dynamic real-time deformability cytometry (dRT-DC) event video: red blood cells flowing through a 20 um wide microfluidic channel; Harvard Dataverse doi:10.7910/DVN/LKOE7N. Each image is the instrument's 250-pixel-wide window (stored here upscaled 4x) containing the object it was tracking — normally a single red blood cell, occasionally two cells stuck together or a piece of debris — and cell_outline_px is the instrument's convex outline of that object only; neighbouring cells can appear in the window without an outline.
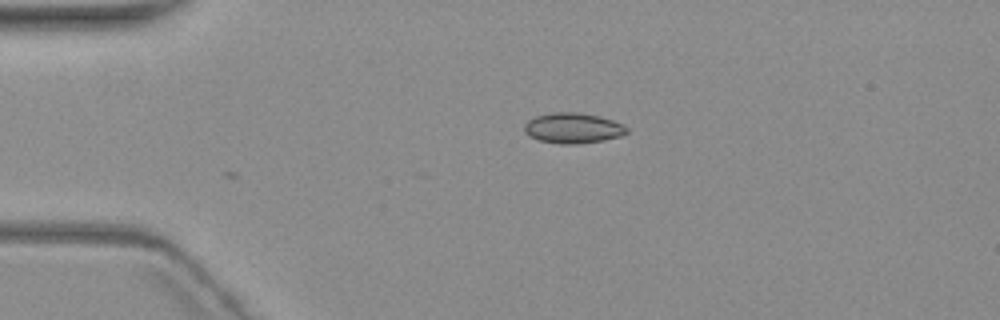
{"species": "common noctule bat (a hibernating species)", "species_latin": "Nyctalus noctula", "temperature_condition": "warm", "stored_images_in_passage": 2, "camera_frame_rate_fps": 3000, "um_per_image_px": 0.085, "animal": {"sex": "female", "body_mass_g": 19.3, "forearm_length_mm": 54.1}, "frame": {"image": 1, "passage_image": 2, "time_ms": 1.333, "image_size_px": [1000, 320], "cell_outline_px": [[628, 132], [620, 136], [604, 140], [576, 144], [560, 144], [540, 140], [528, 136], [524, 132], [524, 124], [528, 120], [536, 116], [552, 112], [580, 112], [600, 116], [624, 124], [628, 128]], "centroid_in_image_um": [48.7, 10.88], "position_along_channel_um": 36.3, "area_um2": 18.32}}